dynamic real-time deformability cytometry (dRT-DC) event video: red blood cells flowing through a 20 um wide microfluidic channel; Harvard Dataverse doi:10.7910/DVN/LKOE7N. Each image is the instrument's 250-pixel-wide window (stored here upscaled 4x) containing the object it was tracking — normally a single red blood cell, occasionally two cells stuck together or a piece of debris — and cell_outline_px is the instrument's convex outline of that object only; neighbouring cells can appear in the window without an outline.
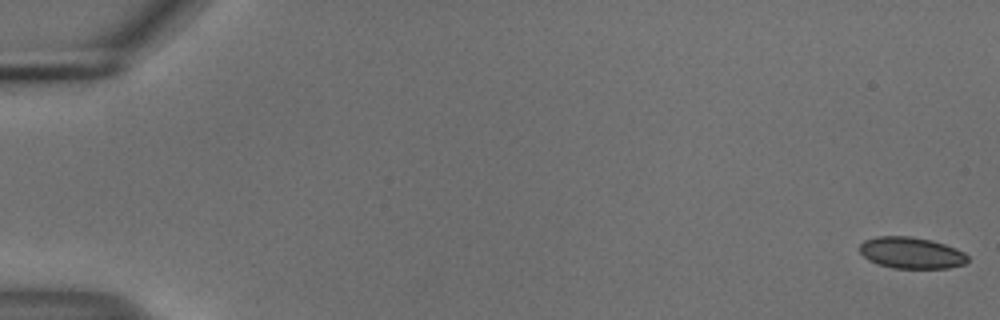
{"species": "common noctule bat (a hibernating species)", "species_latin": "Nyctalus noctula", "temperature_condition": "cold", "stored_images_in_passage": 55, "camera_frame_rate_fps": 3000, "um_per_image_px": 0.085, "animal": {"sex": "male", "body_mass_g": 18.8}, "frame": {"image": 1, "passage_image": 1, "time_ms": 0.0, "image_size_px": [1000, 320], "cell_outline_px": [[968, 260], [964, 264], [948, 268], [892, 268], [876, 264], [868, 260], [860, 252], [860, 244], [864, 240], [876, 236], [912, 236], [932, 240], [956, 248], [964, 252], [968, 256]], "centroid_in_image_um": [77.45, 21.49], "position_along_channel_um": 7.6, "area_um2": 19.94}}
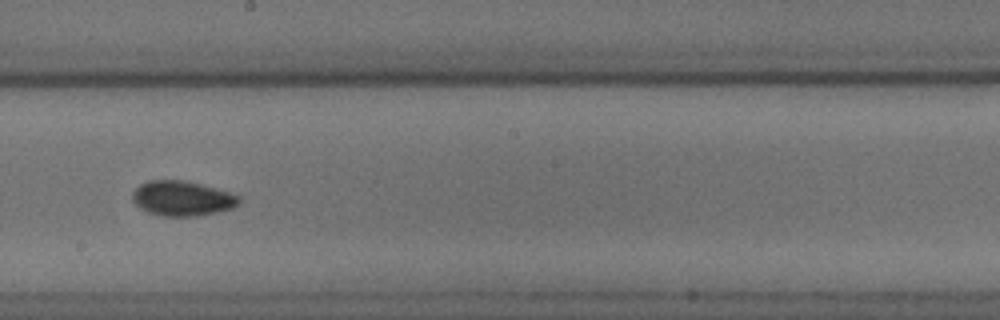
{"frame": {"image": 2, "passage_image": 32, "time_ms": 10.333, "image_size_px": [1000, 320], "cell_outline_px": [[240, 204], [232, 208], [216, 212], [196, 216], [160, 216], [148, 212], [140, 208], [132, 200], [132, 192], [140, 184], [148, 180], [184, 180], [232, 192], [240, 196]], "centroid_in_image_um": [15.49, 16.86], "position_along_channel_um": 232.7, "area_um2": 21.85}}
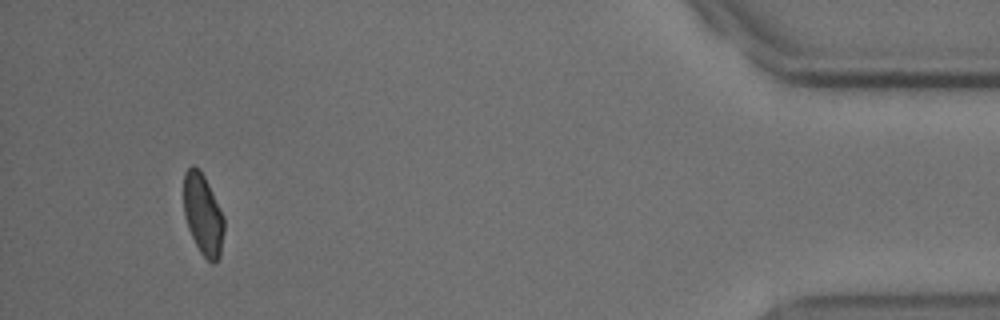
{"frame": {"image": 3, "passage_image": 52, "time_ms": 17.0, "image_size_px": [1000, 320], "cell_outline_px": [[224, 232], [220, 256], [216, 264], [212, 264], [200, 252], [188, 228], [184, 216], [184, 172], [192, 164], [204, 176], [224, 216]], "centroid_in_image_um": [17.26, 18.27], "position_along_channel_um": 417.9, "area_um2": 19.02}, "authors_computed_cell_mechanics": {"area_um2": 20.4034, "velocity_mm_per_s": 3.7265, "shape_relaxation_time_tau1_ms": 11.246, "shape_relaxation_time_tau2_ms": 1.4652, "deformation_change_tau1": 0.1144, "deformation_change_tau2": 0.052}}